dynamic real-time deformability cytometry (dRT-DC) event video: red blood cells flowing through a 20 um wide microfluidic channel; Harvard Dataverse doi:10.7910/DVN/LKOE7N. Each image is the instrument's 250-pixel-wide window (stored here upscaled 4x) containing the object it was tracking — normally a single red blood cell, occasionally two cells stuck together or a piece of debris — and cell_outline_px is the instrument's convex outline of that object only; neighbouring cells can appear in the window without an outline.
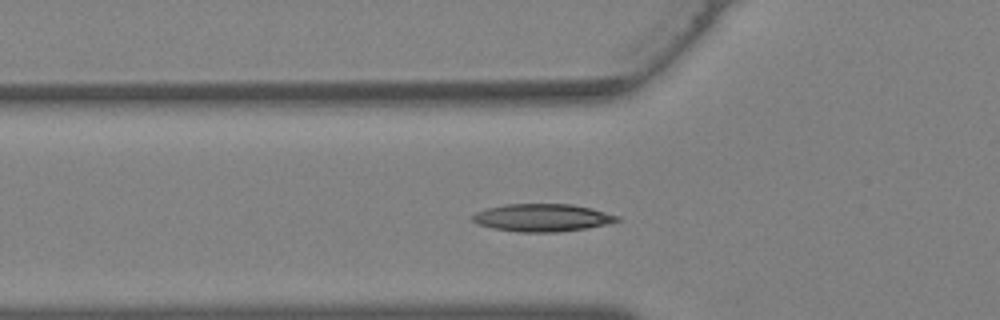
{"species": "Egyptian fruit bat (a non-hibernating species)", "species_latin": "Rousettus aegyptiacus", "temperature_condition": "warm", "stored_images_in_passage": 30, "camera_frame_rate_fps": 3000, "um_per_image_px": 0.085, "animal": {"sex": "female"}, "frame": {"image": 1, "passage_image": 4, "time_ms": 1.0, "image_size_px": [1000, 320], "cell_outline_px": [[620, 220], [608, 224], [584, 228], [556, 232], [520, 232], [492, 228], [480, 224], [472, 220], [472, 216], [476, 212], [488, 208], [504, 204], [572, 204], [592, 208], [620, 216]], "centroid_in_image_um": [46.12, 18.49], "position_along_channel_um": 79.7, "area_um2": 23.18}}
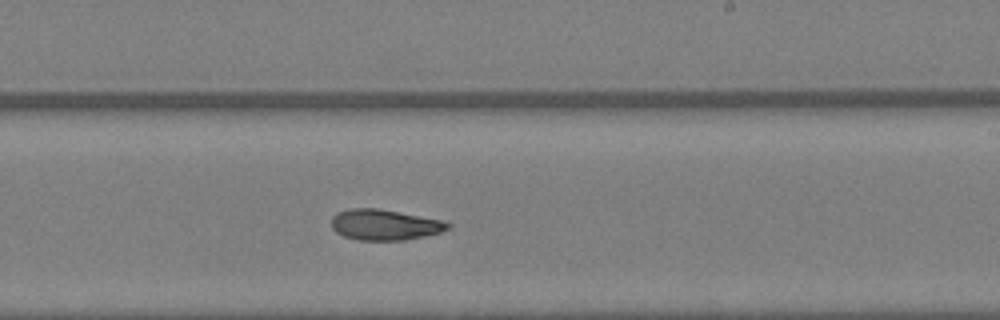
{"frame": {"image": 2, "passage_image": 14, "time_ms": 4.333, "image_size_px": [1000, 320], "cell_outline_px": [[452, 228], [440, 232], [424, 236], [404, 240], [356, 240], [344, 236], [336, 232], [332, 228], [332, 216], [336, 212], [352, 208], [376, 208], [444, 220], [452, 224]], "centroid_in_image_um": [32.71, 19.1], "position_along_channel_um": 256.3, "area_um2": 20.92}}
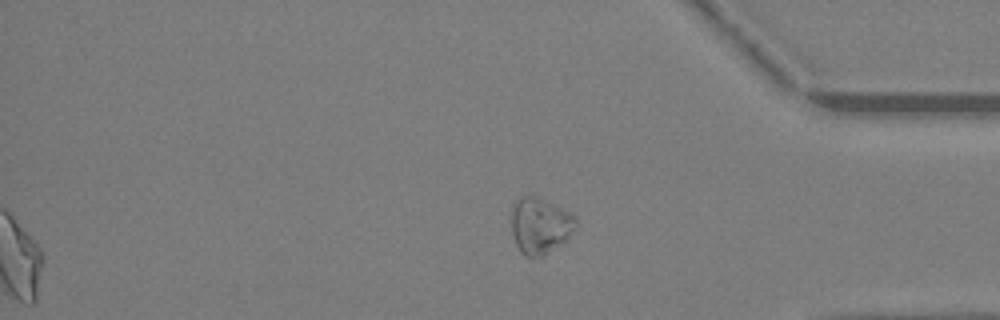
{"frame": {"image": 3, "passage_image": 30, "time_ms": 9.667, "image_size_px": [1000, 320], "cell_outline_px": [[576, 224], [568, 236], [560, 244], [540, 256], [524, 256], [520, 252], [516, 244], [512, 232], [512, 208], [516, 200], [520, 196], [540, 196], [572, 212], [576, 216]], "centroid_in_image_um": [45.89, 19.12], "position_along_channel_um": 389.3, "area_um2": 20.98}}